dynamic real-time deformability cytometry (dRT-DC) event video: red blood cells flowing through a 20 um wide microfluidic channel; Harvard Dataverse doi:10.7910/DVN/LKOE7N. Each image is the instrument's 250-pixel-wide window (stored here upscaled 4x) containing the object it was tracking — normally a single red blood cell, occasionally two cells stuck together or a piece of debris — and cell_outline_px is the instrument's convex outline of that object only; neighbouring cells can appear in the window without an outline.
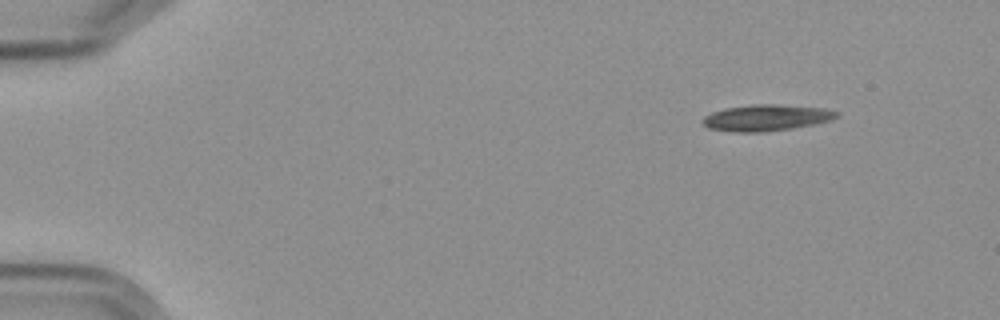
{"species": "Egyptian fruit bat (a non-hibernating species)", "species_latin": "Rousettus aegyptiacus", "temperature_condition": "cold", "stored_images_in_passage": 5, "camera_frame_rate_fps": 3000, "um_per_image_px": 0.085, "frame": {"image": 1, "passage_image": 1, "time_ms": 0.0, "image_size_px": [1000, 320], "cell_outline_px": [[840, 112], [832, 120], [816, 124], [792, 128], [764, 132], [736, 132], [708, 128], [700, 120], [704, 116], [712, 112], [724, 108], [752, 104], [776, 104], [824, 108]], "centroid_in_image_um": [65.13, 10.0], "position_along_channel_um": 19.9, "area_um2": 20.63}}
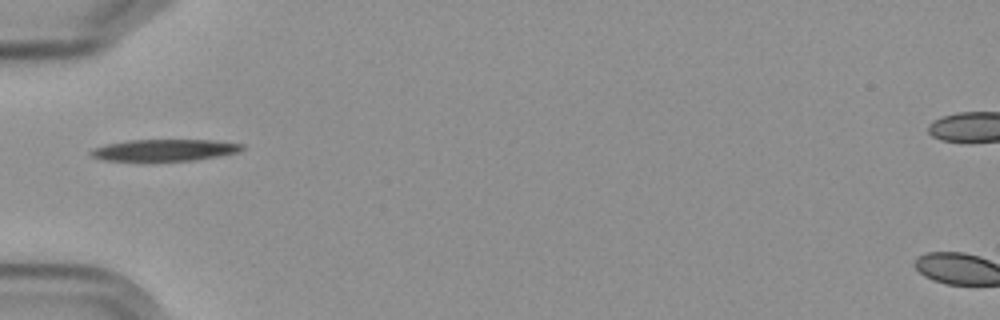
{"frame": {"image": 2, "passage_image": 4, "time_ms": 4.333, "image_size_px": [1000, 320], "cell_outline_px": [[244, 148], [236, 152], [216, 156], [192, 160], [104, 160], [92, 156], [88, 152], [92, 148], [108, 144], [128, 140], [216, 140], [244, 144]], "centroid_in_image_um": [13.98, 12.74], "position_along_channel_um": 71.0, "area_um2": 18.73}}
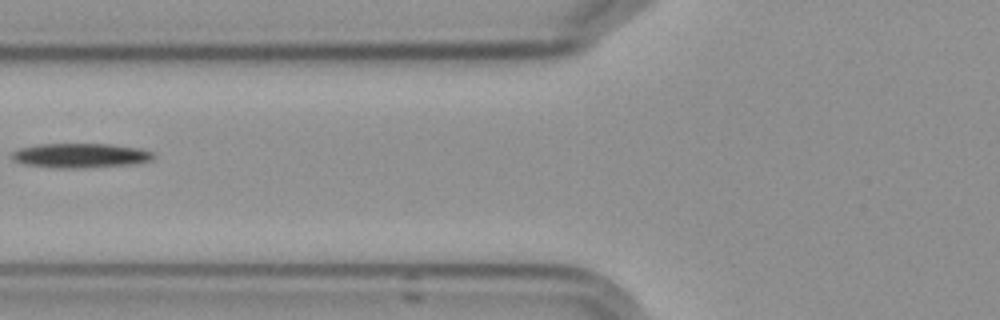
{"frame": {"image": 3, "passage_image": 5, "time_ms": 5.667, "image_size_px": [1000, 320], "cell_outline_px": [[156, 156], [152, 160], [132, 164], [76, 168], [60, 168], [24, 164], [12, 160], [12, 152], [20, 148], [36, 144], [112, 144], [140, 148], [152, 152]], "centroid_in_image_um": [6.84, 13.21], "position_along_channel_um": 119.0, "area_um2": 20.17}}